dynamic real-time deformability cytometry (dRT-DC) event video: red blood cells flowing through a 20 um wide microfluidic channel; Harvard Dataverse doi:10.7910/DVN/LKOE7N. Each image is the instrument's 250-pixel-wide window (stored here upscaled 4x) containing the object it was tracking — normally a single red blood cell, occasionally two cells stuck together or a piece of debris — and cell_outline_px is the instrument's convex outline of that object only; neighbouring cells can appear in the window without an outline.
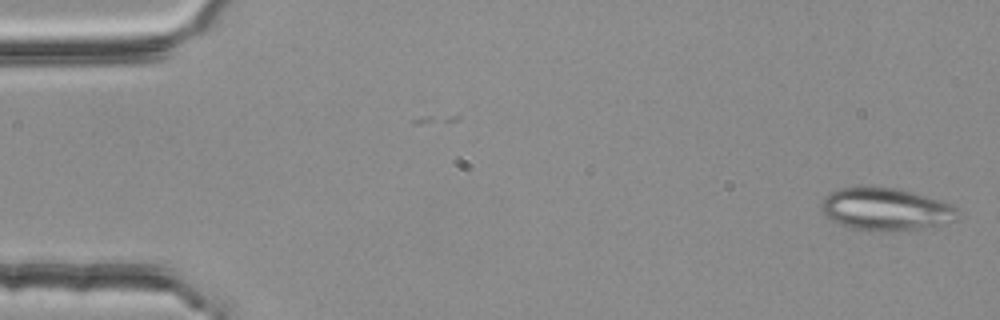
{"species": "common noctule bat (a hibernating species)", "species_latin": "Nyctalus noctula", "temperature_condition": "room temperature", "stored_images_in_passage": 53, "camera_frame_rate_fps": 3000, "um_per_image_px": 0.085, "animal": {"sex": "female", "body_mass_g": 25.1}, "frame": {"image": 1, "passage_image": 1, "time_ms": 0.0, "image_size_px": [1000, 320], "cell_outline_px": [[960, 212], [940, 224], [920, 228], [892, 232], [868, 232], [852, 228], [840, 224], [832, 220], [820, 208], [820, 204], [824, 196], [828, 192], [840, 188], [864, 184], [896, 188], [912, 192], [952, 204], [960, 208]], "centroid_in_image_um": [75.19, 17.75], "position_along_channel_um": 9.8, "area_um2": 34.28}}
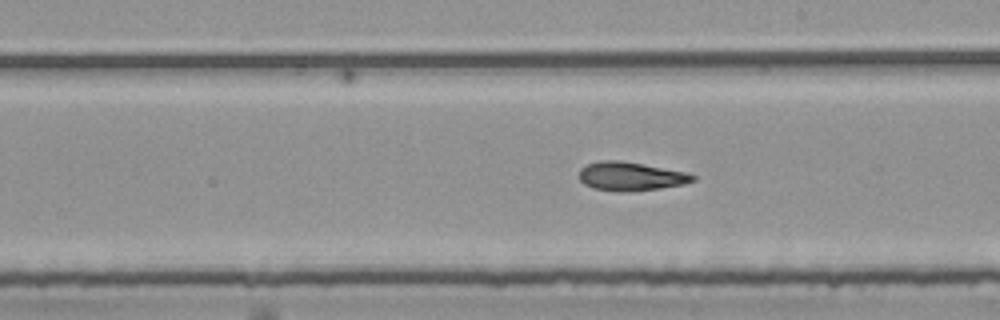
{"frame": {"image": 2, "passage_image": 30, "time_ms": 9.667, "image_size_px": [1000, 320], "cell_outline_px": [[696, 180], [684, 184], [660, 188], [628, 192], [616, 192], [592, 188], [584, 184], [580, 180], [580, 168], [588, 164], [600, 160], [620, 160], [688, 172], [696, 176]], "centroid_in_image_um": [53.62, 14.99], "position_along_channel_um": 235.4, "area_um2": 19.19}}
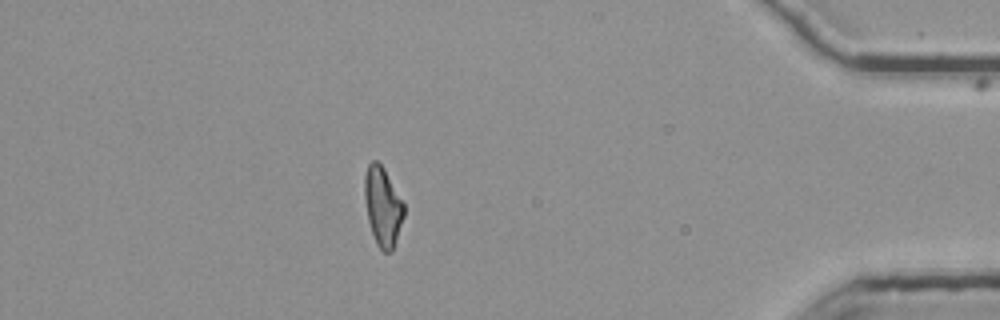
{"frame": {"image": 3, "passage_image": 47, "time_ms": 15.333, "image_size_px": [1000, 320], "cell_outline_px": [[404, 216], [392, 252], [384, 252], [376, 244], [368, 220], [364, 196], [364, 176], [368, 164], [372, 160], [376, 160], [384, 168], [404, 204]], "centroid_in_image_um": [32.52, 17.54], "position_along_channel_um": 402.7, "area_um2": 18.03}, "authors_computed_cell_mechanics": {"area_um2": 18.9584, "velocity_mm_per_s": 3.7822, "shape_relaxation_time_tau1_ms": 10.1589, "shape_relaxation_time_tau2_ms": 3.7509, "deformation_change_tau1": 0.2159, "deformation_change_tau2": 0.1321}}